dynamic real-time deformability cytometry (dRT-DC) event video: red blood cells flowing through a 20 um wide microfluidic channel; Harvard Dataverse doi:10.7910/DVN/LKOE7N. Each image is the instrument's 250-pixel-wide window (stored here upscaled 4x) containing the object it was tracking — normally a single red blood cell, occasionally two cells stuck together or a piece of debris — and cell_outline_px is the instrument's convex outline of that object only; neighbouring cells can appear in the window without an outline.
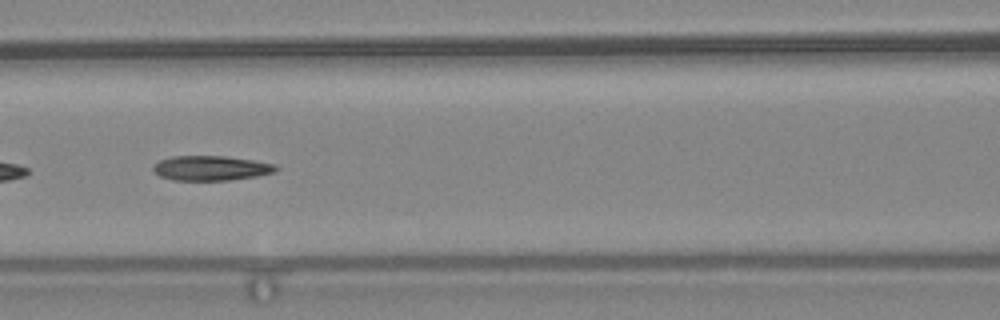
{"species": "common noctule bat (a hibernating species)", "species_latin": "Nyctalus noctula", "temperature_condition": "warm", "stored_images_in_passage": 33, "segment_of_instrument_passage": [2, 2], "camera_frame_rate_fps": 3000, "um_per_image_px": 0.085, "animal": {"sex": "female", "body_mass_g": 24.6, "forearm_length_mm": 56.2}, "frame": {"image": 1, "passage_image": 17, "time_ms": 5.333, "image_size_px": [1000, 320], "cell_outline_px": [[280, 168], [276, 172], [256, 176], [228, 180], [172, 180], [160, 176], [152, 172], [152, 168], [160, 160], [172, 156], [224, 156], [252, 160], [276, 164]], "centroid_in_image_um": [17.94, 14.29], "position_along_channel_um": 148.7, "area_um2": 17.74}}
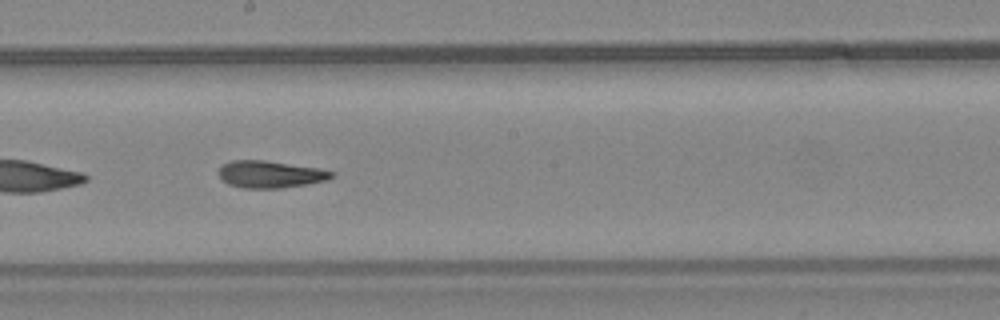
{"frame": {"image": 2, "passage_image": 23, "time_ms": 7.333, "image_size_px": [1000, 320], "cell_outline_px": [[336, 176], [328, 180], [280, 188], [244, 188], [228, 184], [220, 176], [220, 168], [224, 164], [232, 160], [264, 160], [320, 168], [336, 172]], "centroid_in_image_um": [23.04, 14.81], "position_along_channel_um": 225.2, "area_um2": 17.74}}
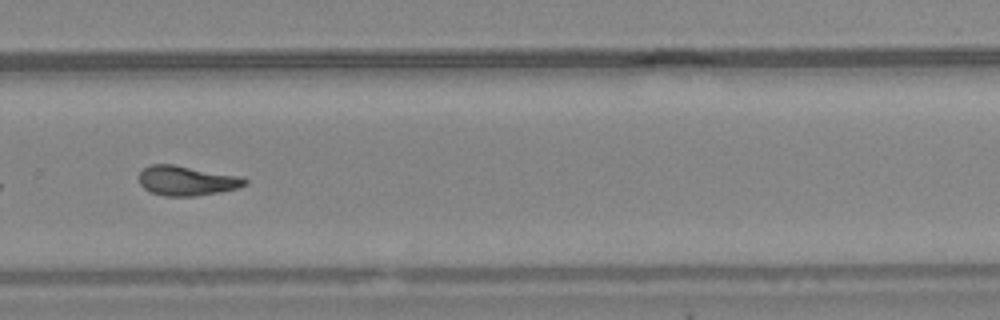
{"frame": {"image": 3, "passage_image": 30, "time_ms": 9.667, "image_size_px": [1000, 320], "cell_outline_px": [[248, 184], [236, 188], [220, 192], [196, 196], [164, 196], [152, 192], [144, 188], [140, 184], [140, 172], [144, 168], [152, 164], [172, 164], [236, 176], [248, 180]], "centroid_in_image_um": [15.85, 15.37], "position_along_channel_um": 314.0, "area_um2": 17.98}}